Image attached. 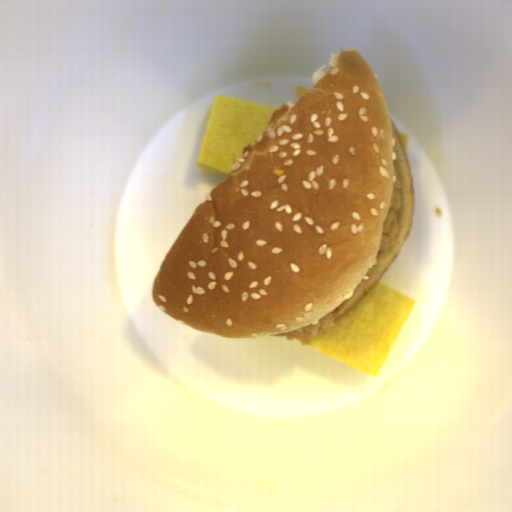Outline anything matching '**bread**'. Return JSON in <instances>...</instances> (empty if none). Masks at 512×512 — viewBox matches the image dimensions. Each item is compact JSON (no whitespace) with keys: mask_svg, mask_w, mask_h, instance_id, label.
<instances>
[{"mask_svg":"<svg viewBox=\"0 0 512 512\" xmlns=\"http://www.w3.org/2000/svg\"><path fill=\"white\" fill-rule=\"evenodd\" d=\"M276 108L195 208L155 276L159 310L224 339H262L352 311L396 261L415 216L412 169L356 47ZM399 233L380 251L393 190Z\"/></svg>","mask_w":512,"mask_h":512,"instance_id":"bread-1","label":"bread"}]
</instances>
